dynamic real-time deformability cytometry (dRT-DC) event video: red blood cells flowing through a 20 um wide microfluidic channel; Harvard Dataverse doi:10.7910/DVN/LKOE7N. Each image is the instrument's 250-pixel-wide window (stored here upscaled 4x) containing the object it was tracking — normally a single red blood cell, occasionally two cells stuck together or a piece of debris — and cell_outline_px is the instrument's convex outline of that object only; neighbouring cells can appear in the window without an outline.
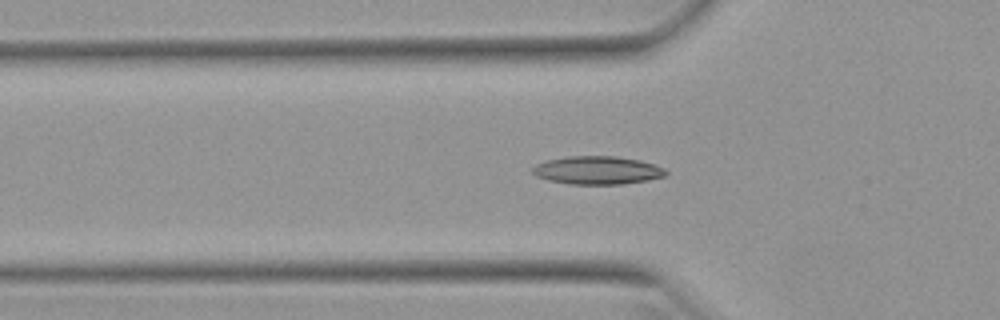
{"species": "Egyptian fruit bat (a non-hibernating species)", "species_latin": "Rousettus aegyptiacus", "temperature_condition": "warm", "stored_images_in_passage": 23, "camera_frame_rate_fps": 3000, "um_per_image_px": 0.085, "animal": {"sex": "female"}, "frame": {"image": 1, "passage_image": 5, "time_ms": 1.333, "image_size_px": [1000, 320], "cell_outline_px": [[668, 176], [648, 180], [624, 184], [568, 184], [548, 180], [536, 176], [532, 172], [532, 168], [536, 164], [548, 160], [568, 156], [616, 156], [640, 160], [664, 168], [668, 172]], "centroid_in_image_um": [50.8, 14.48], "position_along_channel_um": 75.0, "area_um2": 21.96}}
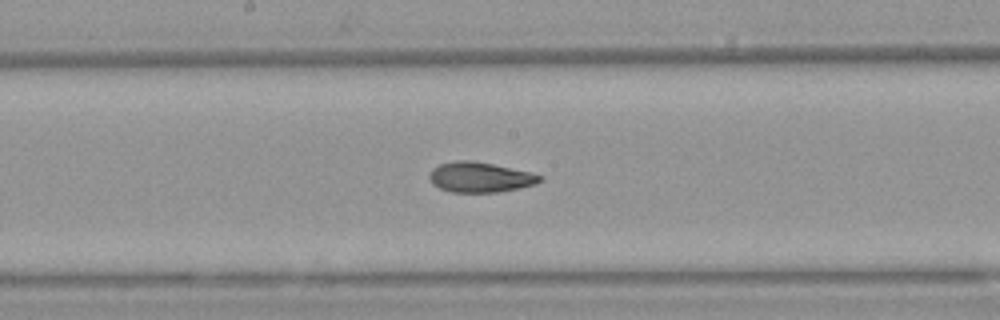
{"frame": {"image": 2, "passage_image": 15, "time_ms": 4.667, "image_size_px": [1000, 320], "cell_outline_px": [[544, 180], [536, 184], [520, 188], [496, 192], [452, 192], [440, 188], [432, 184], [428, 176], [432, 168], [440, 164], [456, 160], [468, 160], [492, 164], [532, 172], [544, 176]], "centroid_in_image_um": [40.83, 15.06], "position_along_channel_um": 207.4, "area_um2": 19.54}}
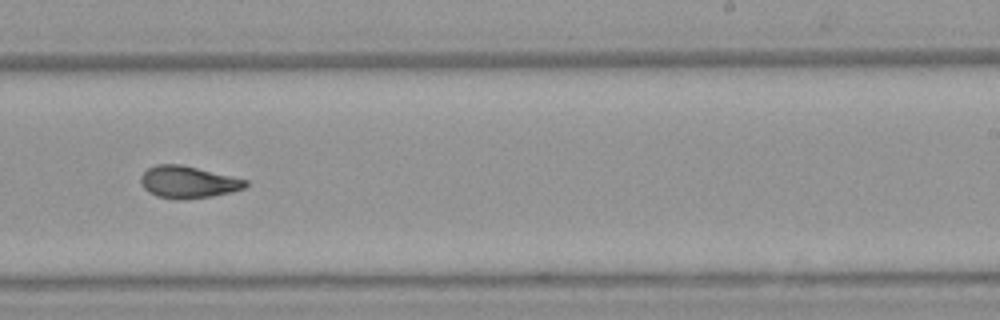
{"frame": {"image": 3, "passage_image": 20, "time_ms": 6.333, "image_size_px": [1000, 320], "cell_outline_px": [[248, 184], [244, 188], [232, 192], [212, 196], [180, 200], [156, 196], [148, 192], [144, 188], [140, 180], [140, 176], [148, 168], [156, 164], [180, 164], [248, 180]], "centroid_in_image_um": [15.97, 15.48], "position_along_channel_um": 273.0, "area_um2": 19.54}}